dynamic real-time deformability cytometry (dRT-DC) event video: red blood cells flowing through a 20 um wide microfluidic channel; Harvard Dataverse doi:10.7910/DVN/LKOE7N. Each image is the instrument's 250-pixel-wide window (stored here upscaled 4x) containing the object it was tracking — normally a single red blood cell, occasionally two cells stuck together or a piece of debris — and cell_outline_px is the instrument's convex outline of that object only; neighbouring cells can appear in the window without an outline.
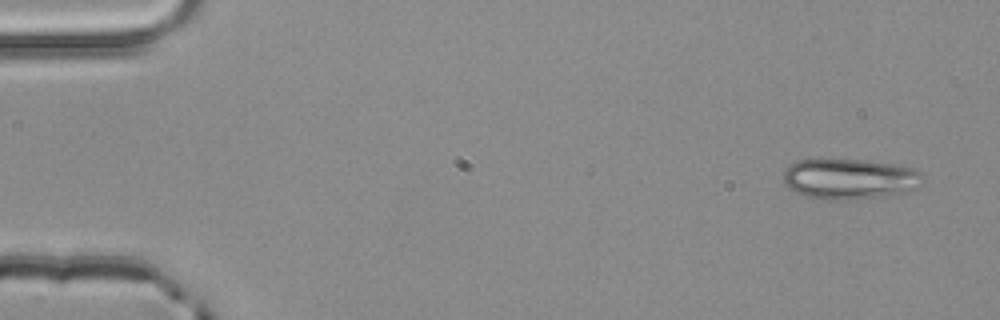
{"species": "common noctule bat (a hibernating species)", "species_latin": "Nyctalus noctula", "temperature_condition": "room temperature", "stored_images_in_passage": 5, "segment_of_instrument_passage": [1, 2], "camera_frame_rate_fps": 3000, "um_per_image_px": 0.085, "animal": {"sex": "male", "body_mass_g": 20.4}, "frame": {"image": 1, "passage_image": 1, "time_ms": 0.0, "image_size_px": [1000, 320], "cell_outline_px": [[920, 176], [912, 188], [908, 192], [880, 196], [848, 200], [828, 200], [808, 196], [796, 192], [788, 188], [784, 184], [784, 168], [788, 164], [796, 160], [864, 160], [912, 168], [920, 172]], "centroid_in_image_um": [72.09, 15.21], "position_along_channel_um": 12.9, "area_um2": 32.25}}